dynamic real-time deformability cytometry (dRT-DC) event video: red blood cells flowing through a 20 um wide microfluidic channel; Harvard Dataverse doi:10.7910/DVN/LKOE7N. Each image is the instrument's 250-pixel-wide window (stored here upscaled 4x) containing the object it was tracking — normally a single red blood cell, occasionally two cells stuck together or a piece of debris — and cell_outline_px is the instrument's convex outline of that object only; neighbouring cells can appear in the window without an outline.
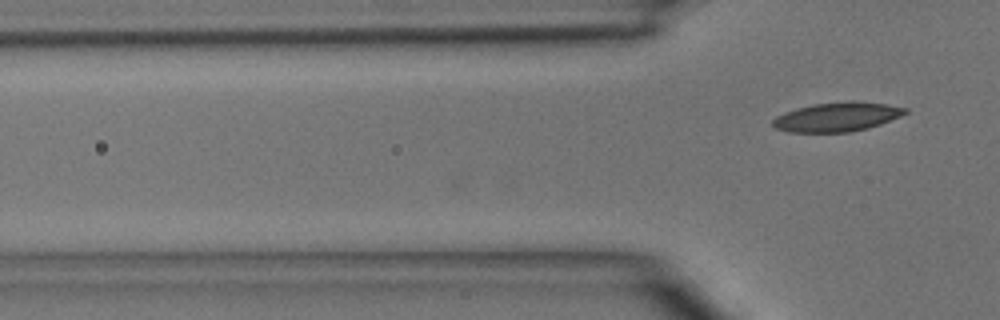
{"species": "common noctule bat (a hibernating species)", "species_latin": "Nyctalus noctula", "temperature_condition": "room temperature", "stored_images_in_passage": 2, "camera_frame_rate_fps": 3000, "um_per_image_px": 0.085, "animal": {"sex": "male", "body_mass_g": 15.6}, "frame": {"image": 1, "passage_image": 2, "time_ms": 0.333, "image_size_px": [1000, 320], "cell_outline_px": [[908, 112], [900, 116], [880, 124], [868, 128], [848, 132], [788, 132], [776, 128], [772, 124], [772, 120], [776, 116], [784, 112], [796, 108], [812, 104], [848, 100], [852, 100], [884, 104], [908, 108]], "centroid_in_image_um": [71.13, 9.92], "position_along_channel_um": 54.7, "area_um2": 22.6}}